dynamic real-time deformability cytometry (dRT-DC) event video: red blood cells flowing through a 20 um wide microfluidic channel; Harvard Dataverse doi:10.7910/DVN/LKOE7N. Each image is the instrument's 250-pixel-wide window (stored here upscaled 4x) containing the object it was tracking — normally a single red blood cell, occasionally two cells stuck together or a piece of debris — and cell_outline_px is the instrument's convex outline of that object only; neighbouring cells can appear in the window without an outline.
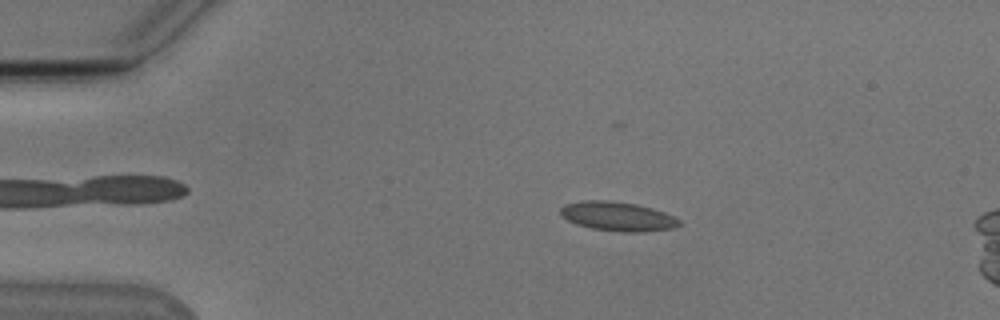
{"species": "Egyptian fruit bat (a non-hibernating species)", "species_latin": "Rousettus aegyptiacus", "temperature_condition": "cold", "stored_images_in_passage": 7, "camera_frame_rate_fps": 3000, "um_per_image_px": 0.085, "animal": {"sex": "male"}, "frame": {"image": 1, "passage_image": 1, "time_ms": 0.0, "image_size_px": [1000, 320], "cell_outline_px": [[680, 224], [676, 228], [644, 232], [624, 232], [592, 228], [576, 224], [568, 220], [560, 212], [560, 208], [564, 204], [584, 200], [604, 200], [636, 204], [652, 208], [664, 212], [680, 220]], "centroid_in_image_um": [52.52, 18.39], "position_along_channel_um": 32.5, "area_um2": 20.11}}